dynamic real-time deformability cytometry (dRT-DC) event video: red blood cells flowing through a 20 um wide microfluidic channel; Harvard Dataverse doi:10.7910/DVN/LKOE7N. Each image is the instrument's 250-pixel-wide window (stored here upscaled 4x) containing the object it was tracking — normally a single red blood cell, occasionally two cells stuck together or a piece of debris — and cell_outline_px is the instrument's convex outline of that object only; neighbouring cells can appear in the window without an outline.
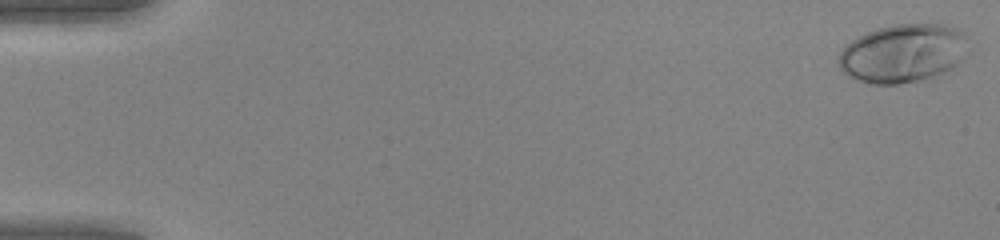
{"species": "human", "species_latin": "Homo sapiens", "temperature_condition": "warm", "stored_images_in_passage": 50, "camera_frame_rate_fps": 3000, "um_per_image_px": 0.085, "donor": {"sex": "female"}, "frame": {"image": 1, "passage_image": 1, "time_ms": 0.0, "image_size_px": [1000, 240], "cell_outline_px": [[972, 52], [952, 68], [944, 72], [924, 80], [896, 84], [864, 84], [848, 76], [840, 68], [840, 52], [852, 40], [876, 28], [892, 24], [944, 24], [956, 28], [964, 32], [968, 36]], "centroid_in_image_um": [76.85, 4.53], "position_along_channel_um": 8.2, "area_um2": 44.97}}
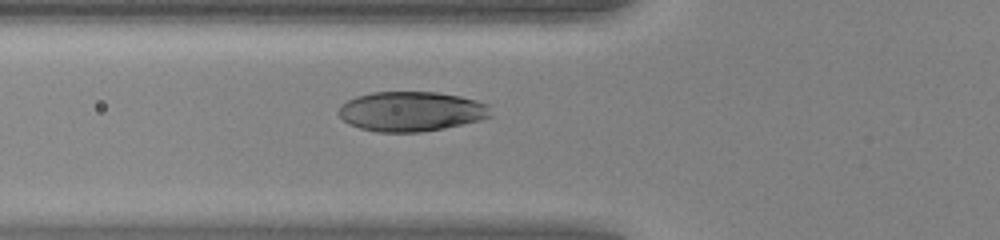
{"frame": {"image": 2, "passage_image": 19, "time_ms": 6.0, "image_size_px": [1000, 240], "cell_outline_px": [[492, 116], [480, 120], [444, 128], [420, 132], [376, 132], [360, 128], [348, 124], [336, 112], [340, 104], [356, 96], [372, 92], [436, 92], [460, 96], [476, 100], [488, 104]], "centroid_in_image_um": [34.92, 9.47], "position_along_channel_um": 90.9, "area_um2": 35.43}}
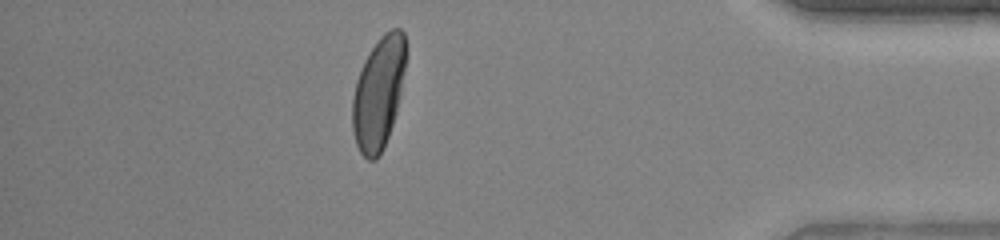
{"frame": {"image": 3, "passage_image": 44, "time_ms": 14.333, "image_size_px": [1000, 240], "cell_outline_px": [[408, 52], [400, 96], [396, 112], [384, 148], [380, 156], [376, 160], [368, 160], [360, 152], [356, 144], [352, 132], [352, 100], [356, 80], [364, 60], [380, 36], [384, 32], [392, 28], [400, 28], [404, 32]], "centroid_in_image_um": [32.19, 7.88], "position_along_channel_um": 403.0, "area_um2": 35.43}, "authors_computed_cell_mechanics": {"area_um2": 36.4718, "velocity_mm_per_s": 4.1848, "shape_relaxation_time_tau1_ms": 2.55, "shape_relaxation_time_tau2_ms": null, "deformation_change_tau1": 0.176, "deformation_change_tau2": null}}